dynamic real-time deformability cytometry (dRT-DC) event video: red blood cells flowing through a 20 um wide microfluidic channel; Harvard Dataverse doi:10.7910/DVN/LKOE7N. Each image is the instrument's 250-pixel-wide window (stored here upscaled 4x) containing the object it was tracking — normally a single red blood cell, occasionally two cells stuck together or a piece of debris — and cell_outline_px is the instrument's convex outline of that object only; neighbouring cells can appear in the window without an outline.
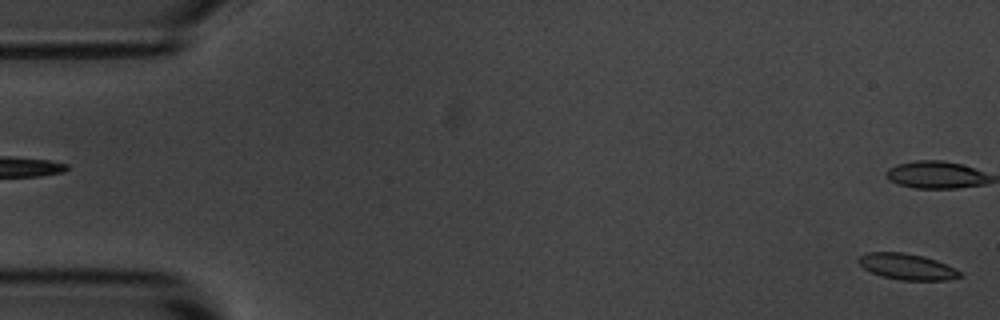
{"species": "common noctule bat (a hibernating species)", "species_latin": "Nyctalus noctula", "temperature_condition": "room temperature", "stored_images_in_passage": 4, "segment_of_instrument_passage": [2, 2], "camera_frame_rate_fps": 3000, "um_per_image_px": 0.085, "animal": {"sex": "male", "body_mass_g": 20.1, "forearm_length_mm": 53.5}, "frame": {"image": 1, "passage_image": 4, "time_ms": 3.667, "image_size_px": [1000, 320], "cell_outline_px": [[964, 276], [948, 280], [900, 280], [880, 276], [864, 268], [856, 260], [860, 256], [868, 252], [904, 252], [924, 256], [936, 260], [956, 268]], "centroid_in_image_um": [77.12, 22.66], "position_along_channel_um": 7.9, "area_um2": 15.49}}